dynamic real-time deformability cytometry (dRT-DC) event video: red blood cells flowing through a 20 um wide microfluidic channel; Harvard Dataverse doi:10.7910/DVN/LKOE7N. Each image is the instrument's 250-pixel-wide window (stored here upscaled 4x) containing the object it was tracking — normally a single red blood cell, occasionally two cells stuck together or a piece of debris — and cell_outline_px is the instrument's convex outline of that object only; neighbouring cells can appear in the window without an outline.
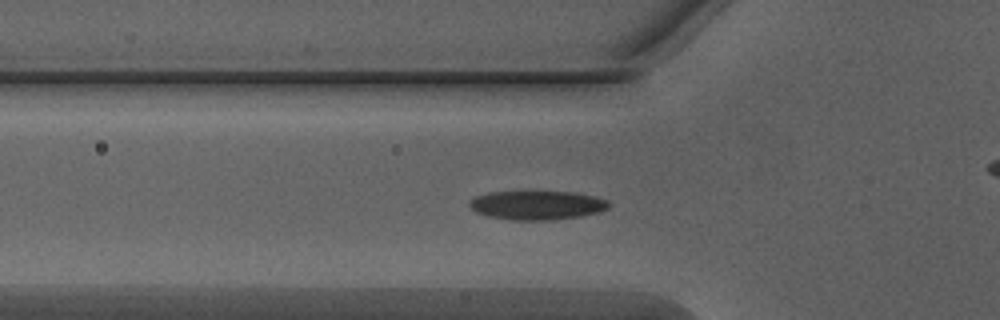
{"species": "Egyptian fruit bat (a non-hibernating species)", "species_latin": "Rousettus aegyptiacus", "temperature_condition": "warm", "stored_images_in_passage": 32, "camera_frame_rate_fps": 3000, "um_per_image_px": 0.085, "animal": {"sex": "male"}, "frame": {"image": 1, "passage_image": 5, "time_ms": 1.333, "image_size_px": [1000, 320], "cell_outline_px": [[612, 204], [608, 208], [600, 212], [580, 216], [556, 220], [512, 220], [484, 216], [476, 212], [468, 204], [468, 200], [476, 196], [488, 192], [524, 188], [572, 192], [596, 196], [608, 200]], "centroid_in_image_um": [45.62, 17.39], "position_along_channel_um": 80.2, "area_um2": 25.03}}
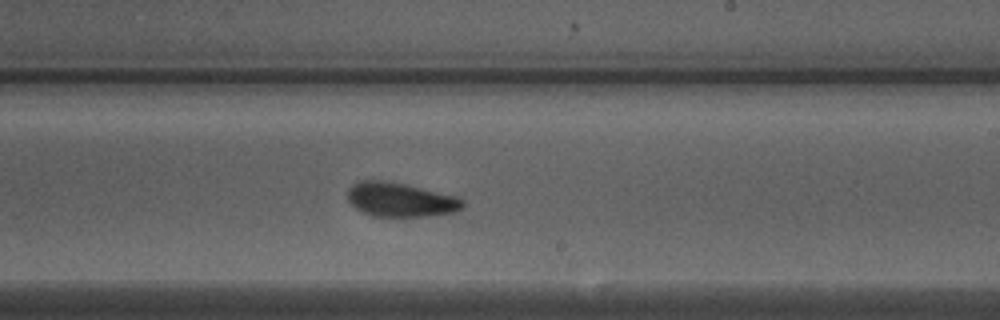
{"frame": {"image": 2, "passage_image": 18, "time_ms": 5.667, "image_size_px": [1000, 320], "cell_outline_px": [[464, 204], [456, 212], [428, 216], [372, 216], [356, 208], [348, 200], [348, 192], [352, 184], [360, 180], [380, 180], [404, 184], [456, 196], [464, 200]], "centroid_in_image_um": [34.03, 16.97], "position_along_channel_um": 255.0, "area_um2": 22.66}}
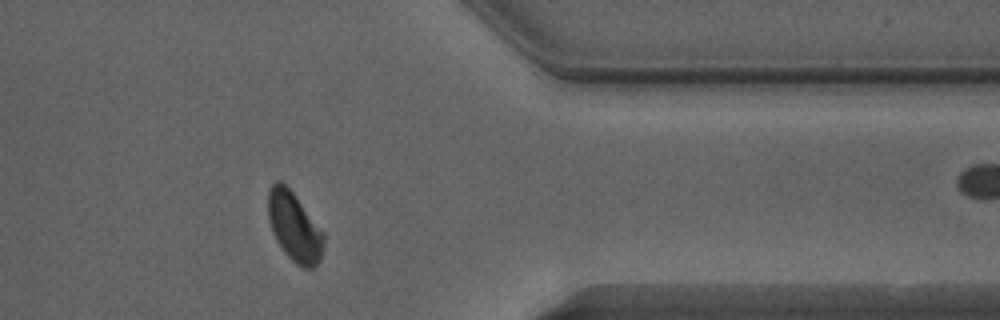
{"frame": {"image": 3, "passage_image": 29, "time_ms": 9.333, "image_size_px": [1000, 320], "cell_outline_px": [[324, 244], [320, 260], [312, 268], [304, 268], [296, 264], [284, 252], [276, 240], [272, 232], [268, 220], [268, 192], [272, 184], [276, 180], [280, 180], [292, 192], [324, 232]], "centroid_in_image_um": [25.01, 19.29], "position_along_channel_um": 386.4, "area_um2": 22.31}, "authors_computed_cell_mechanics": {"area_um2": 23.3801, "velocity_mm_per_s": 4.0366, "shape_relaxation_time_tau1_ms": 2.7613, "shape_relaxation_time_tau2_ms": 2.3254, "deformation_change_tau1": 0.0976, "deformation_change_tau2": 0.0806}}